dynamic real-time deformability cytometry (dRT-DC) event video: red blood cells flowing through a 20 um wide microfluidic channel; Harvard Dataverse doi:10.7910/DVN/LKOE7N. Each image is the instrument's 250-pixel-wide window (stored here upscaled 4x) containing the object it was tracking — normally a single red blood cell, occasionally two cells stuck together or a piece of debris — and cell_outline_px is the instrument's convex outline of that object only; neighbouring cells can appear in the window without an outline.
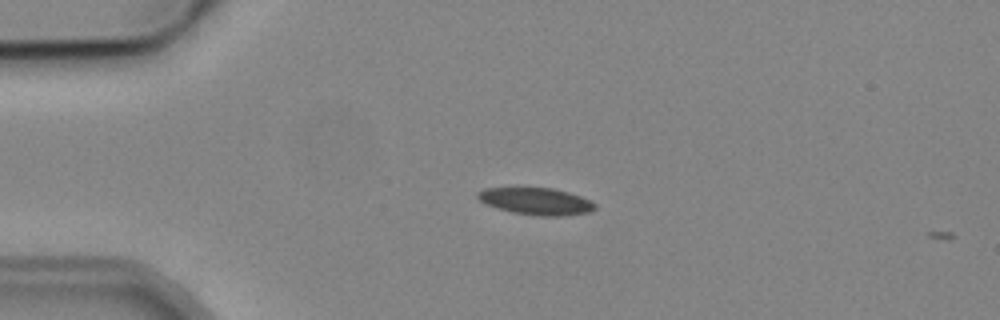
{"species": "common noctule bat (a hibernating species)", "species_latin": "Nyctalus noctula", "temperature_condition": "cold", "stored_images_in_passage": 4, "camera_frame_rate_fps": 3000, "um_per_image_px": 0.085, "animal": {"sex": "male", "body_mass_g": 19.2, "forearm_length_mm": 51.8}, "frame": {"image": 1, "passage_image": 3, "time_ms": 2.333, "image_size_px": [1000, 320], "cell_outline_px": [[596, 208], [588, 212], [560, 216], [536, 216], [512, 212], [496, 208], [480, 200], [476, 196], [476, 192], [484, 188], [516, 184], [552, 188], [568, 192], [580, 196], [596, 204]], "centroid_in_image_um": [45.46, 17.04], "position_along_channel_um": 39.5, "area_um2": 19.31}}